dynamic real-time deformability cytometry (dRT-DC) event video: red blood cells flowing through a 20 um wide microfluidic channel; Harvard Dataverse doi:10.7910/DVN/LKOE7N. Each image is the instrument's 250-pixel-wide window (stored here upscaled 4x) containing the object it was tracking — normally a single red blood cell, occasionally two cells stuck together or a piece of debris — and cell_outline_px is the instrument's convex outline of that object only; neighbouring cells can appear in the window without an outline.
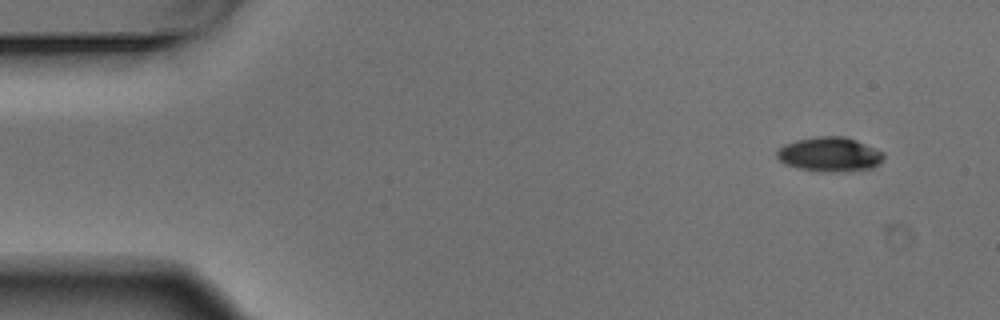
{"species": "Egyptian fruit bat (a non-hibernating species)", "species_latin": "Rousettus aegyptiacus", "temperature_condition": "warm", "stored_images_in_passage": 4, "camera_frame_rate_fps": 3000, "um_per_image_px": 0.085, "animal": {"sex": "male"}, "frame": {"image": 1, "passage_image": 1, "time_ms": 0.0, "image_size_px": [1000, 320], "cell_outline_px": [[884, 156], [880, 164], [872, 168], [836, 172], [824, 172], [800, 168], [784, 164], [776, 156], [776, 152], [784, 144], [796, 140], [816, 136], [844, 136], [856, 140], [884, 152]], "centroid_in_image_um": [70.52, 13.12], "position_along_channel_um": 14.5, "area_um2": 21.44}}
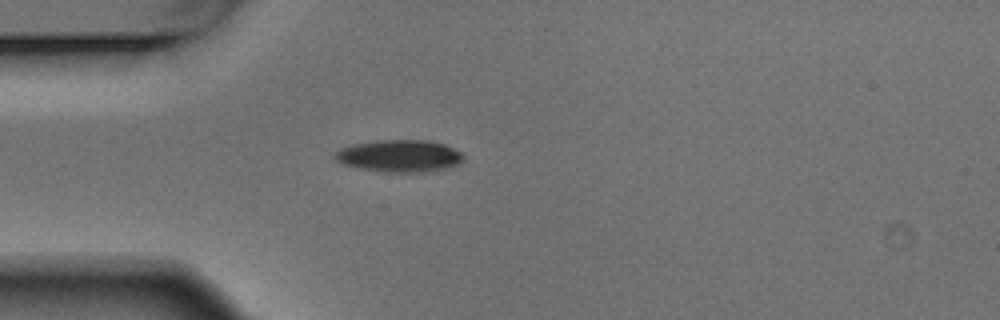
{"frame": {"image": 2, "passage_image": 4, "time_ms": 1.0, "image_size_px": [1000, 320], "cell_outline_px": [[464, 160], [460, 164], [452, 168], [420, 172], [384, 172], [360, 168], [344, 164], [336, 160], [336, 152], [340, 148], [356, 144], [376, 140], [428, 140], [444, 144], [460, 152], [464, 156]], "centroid_in_image_um": [34.02, 13.26], "position_along_channel_um": 51.0, "area_um2": 24.04}}